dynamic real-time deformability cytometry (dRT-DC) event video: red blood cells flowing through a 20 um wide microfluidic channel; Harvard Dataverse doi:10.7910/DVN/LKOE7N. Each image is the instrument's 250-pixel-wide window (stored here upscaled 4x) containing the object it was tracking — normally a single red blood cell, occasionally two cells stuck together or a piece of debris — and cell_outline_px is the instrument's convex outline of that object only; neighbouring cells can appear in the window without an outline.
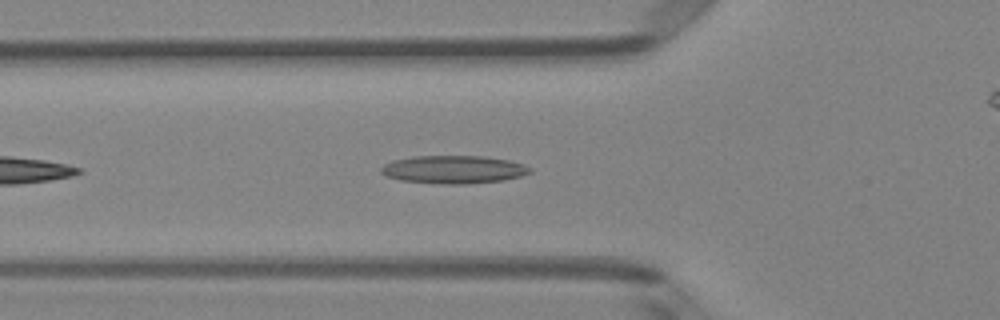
{"species": "Egyptian fruit bat (a non-hibernating species)", "species_latin": "Rousettus aegyptiacus", "temperature_condition": "room temperature", "stored_images_in_passage": 35, "camera_frame_rate_fps": 3000, "um_per_image_px": 0.085, "animal": {"sex": "female"}, "frame": {"image": 1, "passage_image": 6, "time_ms": 1.667, "image_size_px": [1000, 320], "cell_outline_px": [[532, 172], [520, 176], [504, 180], [468, 184], [440, 184], [400, 180], [388, 176], [380, 172], [380, 168], [384, 164], [392, 160], [412, 156], [484, 156], [508, 160], [524, 164], [532, 168]], "centroid_in_image_um": [38.56, 14.41], "position_along_channel_um": 87.2, "area_um2": 24.45}}
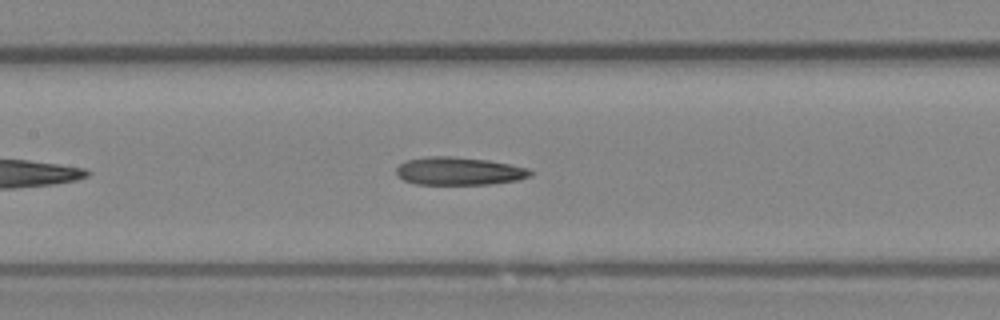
{"frame": {"image": 2, "passage_image": 12, "time_ms": 3.667, "image_size_px": [1000, 320], "cell_outline_px": [[532, 176], [516, 180], [492, 184], [416, 184], [404, 180], [396, 176], [396, 168], [400, 164], [408, 160], [428, 156], [448, 156], [488, 160], [528, 168], [532, 172]], "centroid_in_image_um": [39.0, 14.55], "position_along_channel_um": 168.4, "area_um2": 21.73}}
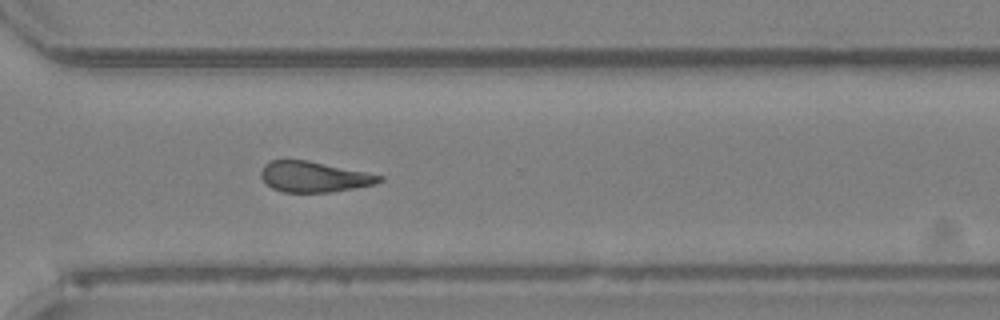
{"frame": {"image": 3, "passage_image": 25, "time_ms": 8.0, "image_size_px": [1000, 320], "cell_outline_px": [[384, 180], [376, 184], [332, 192], [284, 192], [272, 188], [260, 176], [260, 172], [264, 164], [272, 160], [308, 160], [368, 172], [384, 176]], "centroid_in_image_um": [26.72, 15.02], "position_along_channel_um": 343.9, "area_um2": 21.21}, "authors_computed_cell_mechanics": {"area_um2": 22.0218, "velocity_mm_per_s": 4.0571, "shape_relaxation_time_tau1_ms": null, "shape_relaxation_time_tau2_ms": 7.3422, "deformation_change_tau1": null, "deformation_change_tau2": 0.2164}}